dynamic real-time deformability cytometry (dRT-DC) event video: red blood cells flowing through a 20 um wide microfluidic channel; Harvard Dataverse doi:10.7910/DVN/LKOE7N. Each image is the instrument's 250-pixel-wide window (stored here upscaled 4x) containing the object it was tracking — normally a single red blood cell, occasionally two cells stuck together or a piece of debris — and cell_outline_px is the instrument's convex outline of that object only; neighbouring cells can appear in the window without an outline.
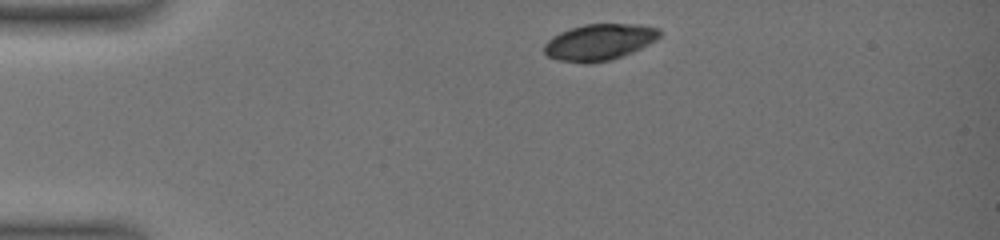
{"species": "common noctule bat (a hibernating species)", "species_latin": "Nyctalus noctula", "temperature_condition": "warm", "stored_images_in_passage": 4, "camera_frame_rate_fps": 3000, "um_per_image_px": 0.085, "animal": {"sex": "female", "body_mass_g": 19.0, "forearm_length_mm": 51.5}, "frame": {"image": 1, "passage_image": 1, "time_ms": 0.0, "image_size_px": [1000, 240], "cell_outline_px": [[660, 36], [656, 40], [632, 52], [612, 60], [588, 64], [584, 64], [556, 60], [548, 56], [544, 52], [544, 44], [552, 36], [560, 32], [584, 24], [636, 24], [660, 28]], "centroid_in_image_um": [50.92, 3.59], "position_along_channel_um": 34.1, "area_um2": 24.57}}
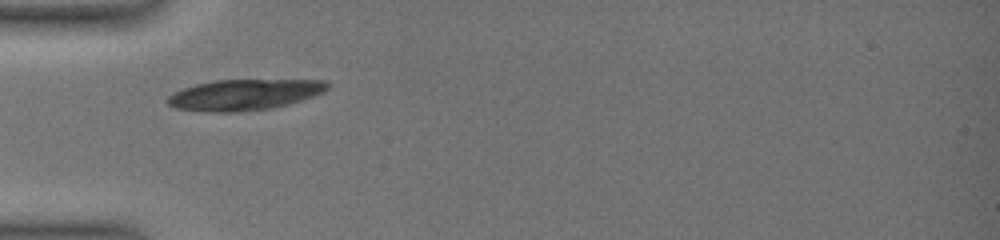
{"frame": {"image": 2, "passage_image": 3, "time_ms": 2.333, "image_size_px": [1000, 240], "cell_outline_px": [[332, 84], [324, 92], [288, 104], [272, 108], [236, 112], [212, 112], [176, 108], [168, 104], [164, 100], [168, 96], [184, 88], [196, 84], [216, 80], [328, 80]], "centroid_in_image_um": [20.79, 8.04], "position_along_channel_um": 64.2, "area_um2": 28.67}}
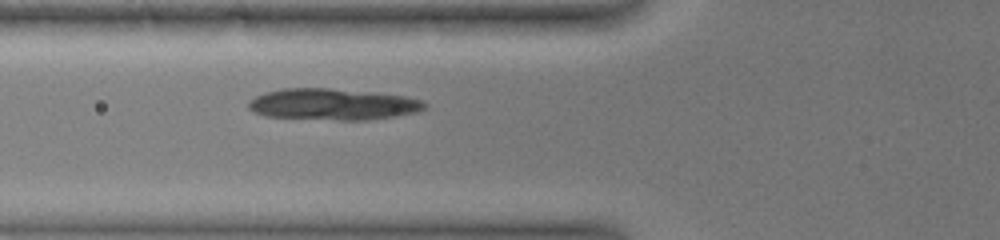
{"frame": {"image": 3, "passage_image": 4, "time_ms": 3.333, "image_size_px": [1000, 240], "cell_outline_px": [[428, 104], [424, 108], [416, 112], [396, 116], [368, 120], [340, 120], [264, 116], [248, 108], [248, 100], [256, 96], [268, 92], [284, 88], [328, 88], [372, 92], [408, 96], [424, 100]], "centroid_in_image_um": [28.33, 8.86], "position_along_channel_um": 97.5, "area_um2": 32.25}}